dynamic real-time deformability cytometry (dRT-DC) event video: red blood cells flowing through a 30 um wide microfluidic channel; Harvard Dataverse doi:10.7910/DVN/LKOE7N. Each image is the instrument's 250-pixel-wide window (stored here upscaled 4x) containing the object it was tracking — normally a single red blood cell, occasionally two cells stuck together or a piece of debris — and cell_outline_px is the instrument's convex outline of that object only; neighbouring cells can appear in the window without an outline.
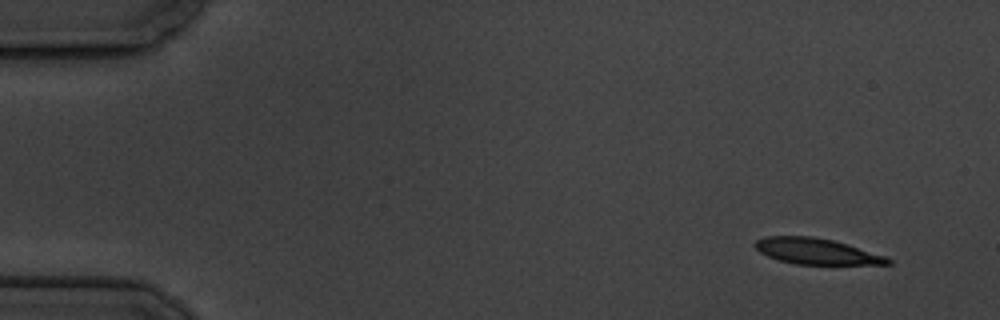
{"species": "common noctule bat (a hibernating species)", "species_latin": "Nyctalus noctula", "temperature_condition": "cold", "stored_images_in_passage": 5, "camera_frame_rate_fps": 3000, "um_per_image_px": 0.085, "animal": {"sex": "male", "body_mass_g": 19.5, "forearm_length_mm": 54.6}, "frame": {"image": 1, "passage_image": 1, "time_ms": 0.0, "image_size_px": [1000, 320], "cell_outline_px": [[892, 264], [796, 264], [780, 260], [768, 256], [760, 252], [752, 244], [756, 240], [764, 236], [812, 236], [832, 240], [884, 256], [892, 260]], "centroid_in_image_um": [69.33, 21.35], "position_along_channel_um": 15.7, "area_um2": 19.71}}
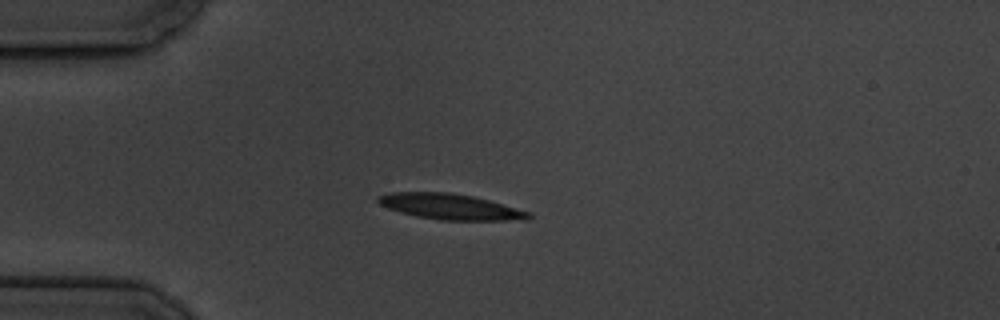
{"frame": {"image": 2, "passage_image": 4, "time_ms": 3.667, "image_size_px": [1000, 320], "cell_outline_px": [[532, 216], [528, 220], [440, 220], [416, 216], [400, 212], [388, 208], [380, 204], [376, 200], [376, 196], [392, 192], [452, 192], [472, 196], [488, 200], [532, 212]], "centroid_in_image_um": [38.28, 17.57], "position_along_channel_um": 46.7, "area_um2": 22.6}}